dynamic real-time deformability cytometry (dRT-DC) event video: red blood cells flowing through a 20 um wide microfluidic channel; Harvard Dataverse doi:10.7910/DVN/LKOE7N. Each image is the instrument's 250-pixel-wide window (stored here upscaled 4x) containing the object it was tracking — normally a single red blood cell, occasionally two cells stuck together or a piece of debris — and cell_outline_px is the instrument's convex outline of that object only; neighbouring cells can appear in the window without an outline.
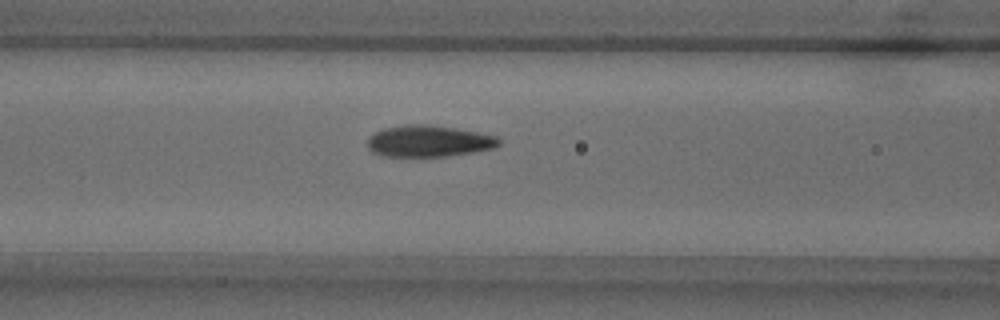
{"species": "common noctule bat (a hibernating species)", "species_latin": "Nyctalus noctula", "temperature_condition": "warm", "stored_images_in_passage": 36, "camera_frame_rate_fps": 3000, "um_per_image_px": 0.085, "animal": {"sex": "male", "body_mass_g": 18.8}, "frame": {"image": 1, "passage_image": 5, "time_ms": 1.333, "image_size_px": [1000, 320], "cell_outline_px": [[500, 144], [496, 148], [448, 156], [384, 156], [372, 152], [368, 148], [368, 136], [384, 128], [404, 124], [428, 124], [456, 128], [496, 136], [500, 140]], "centroid_in_image_um": [36.43, 11.99], "position_along_channel_um": 130.2, "area_um2": 24.16}}
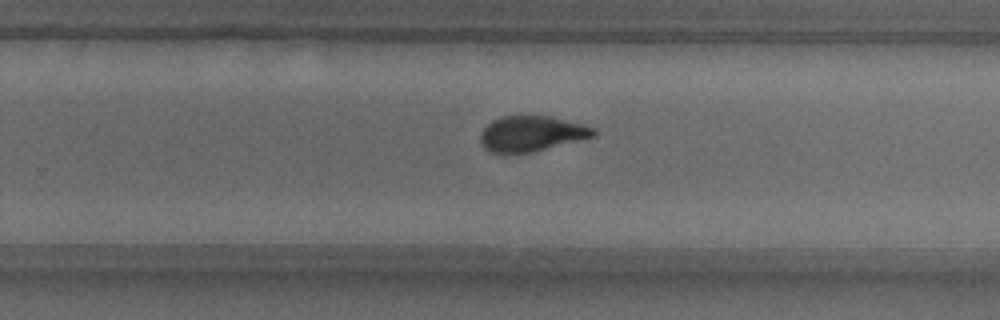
{"frame": {"image": 2, "passage_image": 17, "time_ms": 5.333, "image_size_px": [1000, 320], "cell_outline_px": [[596, 136], [532, 152], [504, 156], [488, 152], [484, 148], [480, 140], [480, 136], [484, 128], [492, 120], [500, 116], [548, 116], [580, 124], [592, 128], [596, 132]], "centroid_in_image_um": [45.09, 11.4], "position_along_channel_um": 284.7, "area_um2": 23.58}}
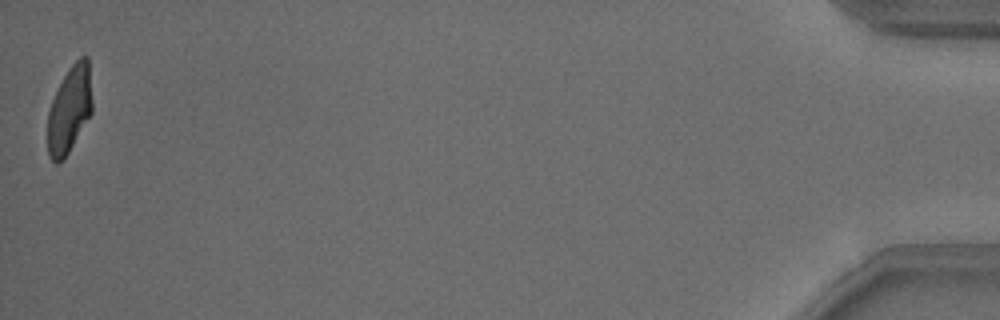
{"frame": {"image": 3, "passage_image": 36, "time_ms": 11.667, "image_size_px": [1000, 320], "cell_outline_px": [[92, 112], [64, 160], [56, 164], [48, 156], [48, 112], [52, 100], [64, 76], [72, 64], [80, 56], [88, 56], [92, 100]], "centroid_in_image_um": [5.91, 9.33], "position_along_channel_um": 429.3, "area_um2": 22.43}}